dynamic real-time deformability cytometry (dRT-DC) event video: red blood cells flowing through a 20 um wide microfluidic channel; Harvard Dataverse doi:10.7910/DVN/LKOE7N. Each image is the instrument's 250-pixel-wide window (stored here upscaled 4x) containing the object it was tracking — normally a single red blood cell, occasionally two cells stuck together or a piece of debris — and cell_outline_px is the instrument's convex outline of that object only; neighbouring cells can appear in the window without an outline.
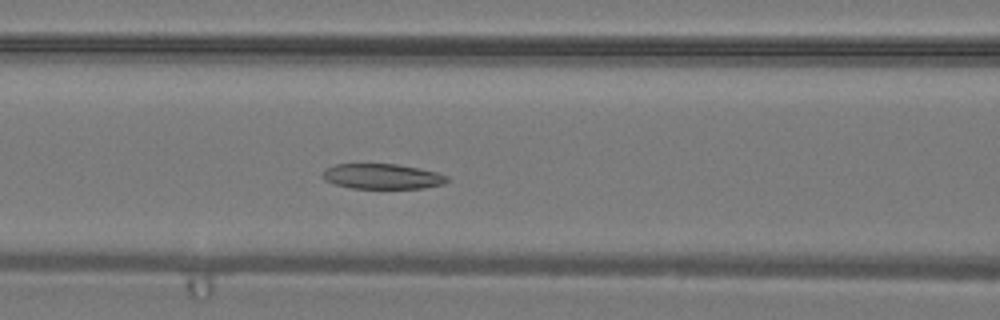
{"species": "common noctule bat (a hibernating species)", "species_latin": "Nyctalus noctula", "temperature_condition": "warm", "stored_images_in_passage": 36, "camera_frame_rate_fps": 3000, "um_per_image_px": 0.085, "animal": {"sex": "male", "body_mass_g": 19.2, "forearm_length_mm": 51.8}, "frame": {"image": 1, "passage_image": 13, "time_ms": 4.0, "image_size_px": [1000, 320], "cell_outline_px": [[448, 180], [444, 184], [424, 188], [352, 188], [336, 184], [324, 180], [324, 168], [336, 164], [396, 164], [436, 172], [448, 176]], "centroid_in_image_um": [32.5, 14.99], "position_along_channel_um": 134.1, "area_um2": 18.09}}
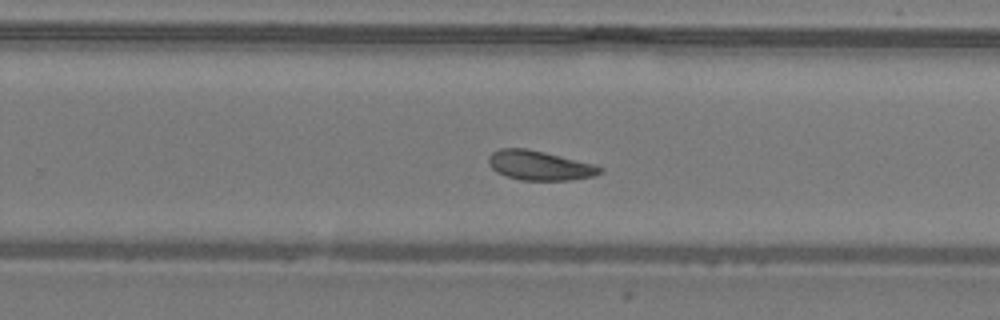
{"frame": {"image": 2, "passage_image": 22, "time_ms": 7.0, "image_size_px": [1000, 320], "cell_outline_px": [[604, 172], [596, 176], [572, 180], [520, 180], [504, 176], [496, 172], [488, 164], [488, 156], [492, 152], [500, 148], [528, 148], [596, 164], [604, 168]], "centroid_in_image_um": [45.89, 14.07], "position_along_channel_um": 283.9, "area_um2": 19.59}}
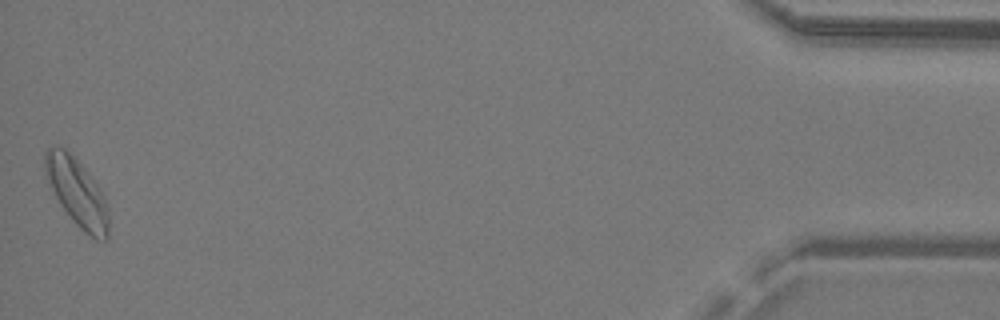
{"frame": {"image": 3, "passage_image": 36, "time_ms": 11.667, "image_size_px": [1000, 320], "cell_outline_px": [[108, 236], [104, 240], [96, 240], [84, 232], [76, 224], [60, 204], [48, 180], [44, 168], [44, 152], [48, 148], [64, 148], [80, 164], [96, 184], [104, 196], [108, 208]], "centroid_in_image_um": [6.56, 16.39], "position_along_channel_um": 428.6, "area_um2": 24.39}}